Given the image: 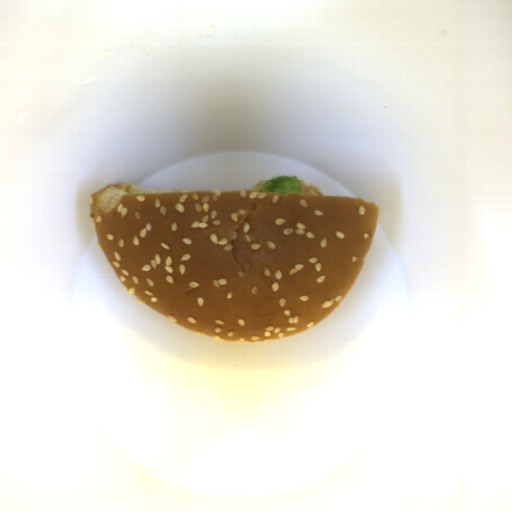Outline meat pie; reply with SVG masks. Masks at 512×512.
<instances>
[{"instance_id": "meat-pie-1", "label": "meat pie", "mask_w": 512, "mask_h": 512, "mask_svg": "<svg viewBox=\"0 0 512 512\" xmlns=\"http://www.w3.org/2000/svg\"><path fill=\"white\" fill-rule=\"evenodd\" d=\"M300 183L303 187V194H313V195H321L323 196V192L316 185H308L305 181H301Z\"/></svg>"}]
</instances>
